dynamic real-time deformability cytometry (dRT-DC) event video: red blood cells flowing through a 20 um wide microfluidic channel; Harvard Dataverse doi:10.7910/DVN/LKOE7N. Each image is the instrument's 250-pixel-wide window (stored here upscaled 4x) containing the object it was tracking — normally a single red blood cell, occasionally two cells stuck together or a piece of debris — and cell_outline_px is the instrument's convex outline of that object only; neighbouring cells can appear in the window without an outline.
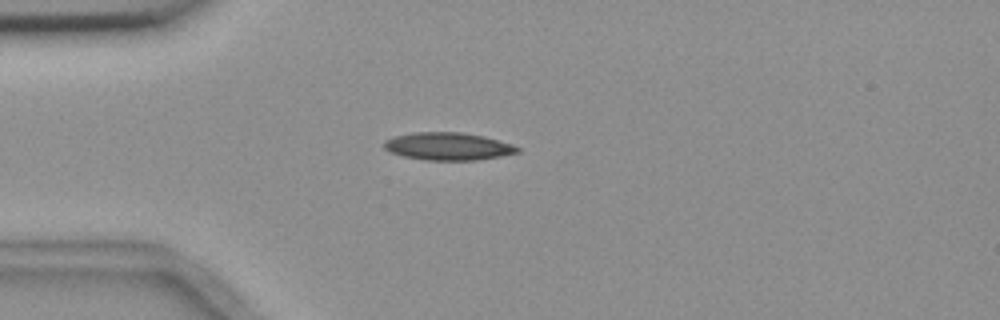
{"species": "common noctule bat (a hibernating species)", "species_latin": "Nyctalus noctula", "temperature_condition": "room temperature", "stored_images_in_passage": 5, "camera_frame_rate_fps": 3000, "um_per_image_px": 0.085, "animal": {"sex": "female", "body_mass_g": 18.4}, "frame": {"image": 1, "passage_image": 5, "time_ms": 7.0, "image_size_px": [1000, 320], "cell_outline_px": [[520, 152], [500, 156], [476, 160], [424, 160], [404, 156], [392, 152], [384, 148], [384, 140], [396, 136], [412, 132], [464, 132], [484, 136], [512, 144], [520, 148]], "centroid_in_image_um": [38.1, 12.43], "position_along_channel_um": 46.9, "area_um2": 21.44}}